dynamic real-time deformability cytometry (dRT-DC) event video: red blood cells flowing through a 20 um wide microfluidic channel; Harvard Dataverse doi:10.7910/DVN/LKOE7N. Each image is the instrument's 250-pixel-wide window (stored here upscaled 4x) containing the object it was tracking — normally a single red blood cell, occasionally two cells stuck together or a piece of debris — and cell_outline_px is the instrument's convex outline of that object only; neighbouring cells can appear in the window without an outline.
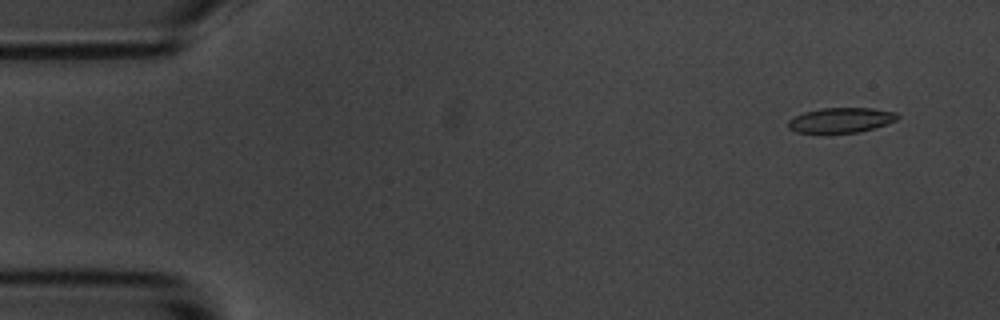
{"species": "common noctule bat (a hibernating species)", "species_latin": "Nyctalus noctula", "temperature_condition": "room temperature", "stored_images_in_passage": 6, "segment_of_instrument_passage": [1, 2], "camera_frame_rate_fps": 3000, "um_per_image_px": 0.085, "animal": {"sex": "male", "body_mass_g": 20.1, "forearm_length_mm": 53.5}, "frame": {"image": 1, "passage_image": 2, "time_ms": 1.0, "image_size_px": [1000, 320], "cell_outline_px": [[900, 116], [896, 120], [860, 132], [824, 136], [796, 132], [788, 128], [788, 120], [804, 112], [820, 108], [872, 108], [896, 112]], "centroid_in_image_um": [71.41, 10.26], "position_along_channel_um": 13.6, "area_um2": 16.59}}